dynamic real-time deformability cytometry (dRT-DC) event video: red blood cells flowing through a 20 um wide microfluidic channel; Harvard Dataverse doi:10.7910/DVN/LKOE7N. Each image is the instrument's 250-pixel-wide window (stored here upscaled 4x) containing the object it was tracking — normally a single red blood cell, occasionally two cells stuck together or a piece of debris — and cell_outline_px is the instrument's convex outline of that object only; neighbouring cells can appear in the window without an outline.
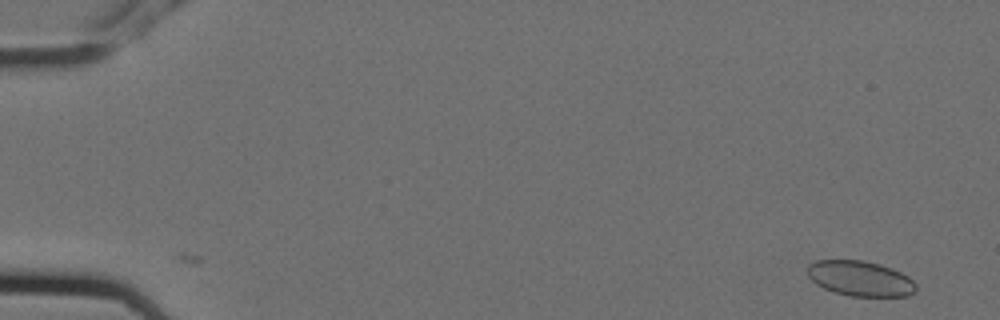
{"species": "Egyptian fruit bat (a non-hibernating species)", "species_latin": "Rousettus aegyptiacus", "temperature_condition": "cold", "stored_images_in_passage": 9, "camera_frame_rate_fps": 3000, "um_per_image_px": 0.085, "animal": {"sex": "female"}, "frame": {"image": 1, "passage_image": 1, "time_ms": 0.0, "image_size_px": [1000, 320], "cell_outline_px": [[916, 292], [908, 296], [852, 296], [836, 292], [824, 288], [816, 284], [808, 276], [808, 264], [816, 260], [864, 260], [880, 264], [892, 268], [908, 276], [916, 284]], "centroid_in_image_um": [73.14, 23.66], "position_along_channel_um": 11.9, "area_um2": 22.31}}
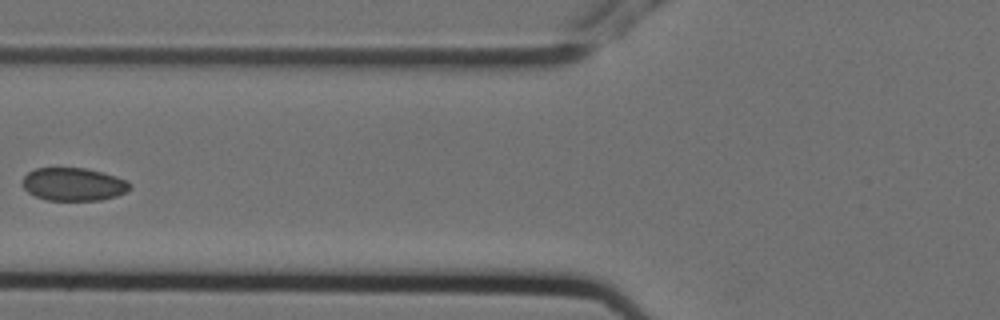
{"frame": {"image": 2, "passage_image": 6, "time_ms": 1.667, "image_size_px": [1000, 320], "cell_outline_px": [[132, 188], [116, 196], [100, 200], [48, 200], [36, 196], [28, 192], [24, 188], [24, 176], [28, 172], [36, 168], [88, 168], [116, 176], [128, 180], [132, 184]], "centroid_in_image_um": [6.29, 15.65], "position_along_channel_um": 119.5, "area_um2": 20.63}}
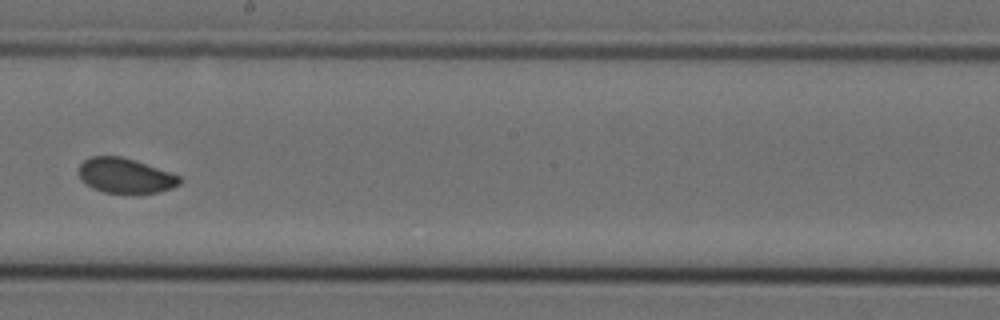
{"frame": {"image": 3, "passage_image": 9, "time_ms": 2.667, "image_size_px": [1000, 320], "cell_outline_px": [[184, 180], [180, 184], [172, 188], [160, 192], [140, 196], [104, 192], [92, 188], [80, 180], [80, 164], [84, 160], [92, 156], [120, 156], [180, 176]], "centroid_in_image_um": [10.67, 14.99], "position_along_channel_um": 237.5, "area_um2": 20.92}}